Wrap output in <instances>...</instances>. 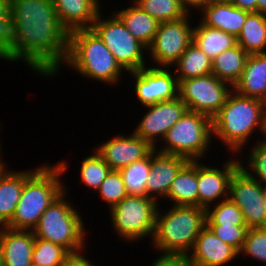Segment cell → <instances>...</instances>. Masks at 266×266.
<instances>
[{
    "instance_id": "obj_40",
    "label": "cell",
    "mask_w": 266,
    "mask_h": 266,
    "mask_svg": "<svg viewBox=\"0 0 266 266\" xmlns=\"http://www.w3.org/2000/svg\"><path fill=\"white\" fill-rule=\"evenodd\" d=\"M151 266H195L189 254L159 253Z\"/></svg>"
},
{
    "instance_id": "obj_13",
    "label": "cell",
    "mask_w": 266,
    "mask_h": 266,
    "mask_svg": "<svg viewBox=\"0 0 266 266\" xmlns=\"http://www.w3.org/2000/svg\"><path fill=\"white\" fill-rule=\"evenodd\" d=\"M173 69L149 65L138 71L128 72L134 80V95L142 106L172 100L178 96V81Z\"/></svg>"
},
{
    "instance_id": "obj_35",
    "label": "cell",
    "mask_w": 266,
    "mask_h": 266,
    "mask_svg": "<svg viewBox=\"0 0 266 266\" xmlns=\"http://www.w3.org/2000/svg\"><path fill=\"white\" fill-rule=\"evenodd\" d=\"M70 255L61 245L35 237L32 263L38 266H63Z\"/></svg>"
},
{
    "instance_id": "obj_1",
    "label": "cell",
    "mask_w": 266,
    "mask_h": 266,
    "mask_svg": "<svg viewBox=\"0 0 266 266\" xmlns=\"http://www.w3.org/2000/svg\"><path fill=\"white\" fill-rule=\"evenodd\" d=\"M17 23L16 63L40 77H54L68 55L69 32L58 20L53 0H10Z\"/></svg>"
},
{
    "instance_id": "obj_15",
    "label": "cell",
    "mask_w": 266,
    "mask_h": 266,
    "mask_svg": "<svg viewBox=\"0 0 266 266\" xmlns=\"http://www.w3.org/2000/svg\"><path fill=\"white\" fill-rule=\"evenodd\" d=\"M227 159L222 168L197 161L198 206L208 208L229 196L230 180L240 167V159Z\"/></svg>"
},
{
    "instance_id": "obj_50",
    "label": "cell",
    "mask_w": 266,
    "mask_h": 266,
    "mask_svg": "<svg viewBox=\"0 0 266 266\" xmlns=\"http://www.w3.org/2000/svg\"><path fill=\"white\" fill-rule=\"evenodd\" d=\"M29 266H38V265H36V264L32 263V264H30Z\"/></svg>"
},
{
    "instance_id": "obj_18",
    "label": "cell",
    "mask_w": 266,
    "mask_h": 266,
    "mask_svg": "<svg viewBox=\"0 0 266 266\" xmlns=\"http://www.w3.org/2000/svg\"><path fill=\"white\" fill-rule=\"evenodd\" d=\"M189 256L195 266H227L239 257V252L218 238L206 225Z\"/></svg>"
},
{
    "instance_id": "obj_19",
    "label": "cell",
    "mask_w": 266,
    "mask_h": 266,
    "mask_svg": "<svg viewBox=\"0 0 266 266\" xmlns=\"http://www.w3.org/2000/svg\"><path fill=\"white\" fill-rule=\"evenodd\" d=\"M35 235L32 230H12L0 227L3 266H29Z\"/></svg>"
},
{
    "instance_id": "obj_3",
    "label": "cell",
    "mask_w": 266,
    "mask_h": 266,
    "mask_svg": "<svg viewBox=\"0 0 266 266\" xmlns=\"http://www.w3.org/2000/svg\"><path fill=\"white\" fill-rule=\"evenodd\" d=\"M67 161L56 164H39L26 179L20 200L11 222L6 226L12 230H33L44 211L65 190L61 177L69 168Z\"/></svg>"
},
{
    "instance_id": "obj_22",
    "label": "cell",
    "mask_w": 266,
    "mask_h": 266,
    "mask_svg": "<svg viewBox=\"0 0 266 266\" xmlns=\"http://www.w3.org/2000/svg\"><path fill=\"white\" fill-rule=\"evenodd\" d=\"M233 90L242 96L266 102V53L247 57L242 76Z\"/></svg>"
},
{
    "instance_id": "obj_37",
    "label": "cell",
    "mask_w": 266,
    "mask_h": 266,
    "mask_svg": "<svg viewBox=\"0 0 266 266\" xmlns=\"http://www.w3.org/2000/svg\"><path fill=\"white\" fill-rule=\"evenodd\" d=\"M99 197L108 205L109 210L115 207L128 194L119 171L111 170L96 191Z\"/></svg>"
},
{
    "instance_id": "obj_30",
    "label": "cell",
    "mask_w": 266,
    "mask_h": 266,
    "mask_svg": "<svg viewBox=\"0 0 266 266\" xmlns=\"http://www.w3.org/2000/svg\"><path fill=\"white\" fill-rule=\"evenodd\" d=\"M17 23L11 14L10 0H0V60L16 62Z\"/></svg>"
},
{
    "instance_id": "obj_49",
    "label": "cell",
    "mask_w": 266,
    "mask_h": 266,
    "mask_svg": "<svg viewBox=\"0 0 266 266\" xmlns=\"http://www.w3.org/2000/svg\"><path fill=\"white\" fill-rule=\"evenodd\" d=\"M0 266H3V263H2V252H1V241H0Z\"/></svg>"
},
{
    "instance_id": "obj_31",
    "label": "cell",
    "mask_w": 266,
    "mask_h": 266,
    "mask_svg": "<svg viewBox=\"0 0 266 266\" xmlns=\"http://www.w3.org/2000/svg\"><path fill=\"white\" fill-rule=\"evenodd\" d=\"M150 169L151 153L119 170L128 195L146 196V180Z\"/></svg>"
},
{
    "instance_id": "obj_29",
    "label": "cell",
    "mask_w": 266,
    "mask_h": 266,
    "mask_svg": "<svg viewBox=\"0 0 266 266\" xmlns=\"http://www.w3.org/2000/svg\"><path fill=\"white\" fill-rule=\"evenodd\" d=\"M172 68L177 80L205 76L212 73V59L192 42Z\"/></svg>"
},
{
    "instance_id": "obj_34",
    "label": "cell",
    "mask_w": 266,
    "mask_h": 266,
    "mask_svg": "<svg viewBox=\"0 0 266 266\" xmlns=\"http://www.w3.org/2000/svg\"><path fill=\"white\" fill-rule=\"evenodd\" d=\"M213 205L206 209V225L246 226L241 210L229 198Z\"/></svg>"
},
{
    "instance_id": "obj_20",
    "label": "cell",
    "mask_w": 266,
    "mask_h": 266,
    "mask_svg": "<svg viewBox=\"0 0 266 266\" xmlns=\"http://www.w3.org/2000/svg\"><path fill=\"white\" fill-rule=\"evenodd\" d=\"M53 4L59 22L68 32L91 28L102 10L96 0H53Z\"/></svg>"
},
{
    "instance_id": "obj_25",
    "label": "cell",
    "mask_w": 266,
    "mask_h": 266,
    "mask_svg": "<svg viewBox=\"0 0 266 266\" xmlns=\"http://www.w3.org/2000/svg\"><path fill=\"white\" fill-rule=\"evenodd\" d=\"M177 206H198L197 161H188L173 180L166 200Z\"/></svg>"
},
{
    "instance_id": "obj_39",
    "label": "cell",
    "mask_w": 266,
    "mask_h": 266,
    "mask_svg": "<svg viewBox=\"0 0 266 266\" xmlns=\"http://www.w3.org/2000/svg\"><path fill=\"white\" fill-rule=\"evenodd\" d=\"M213 233L225 243L231 245L238 252L242 249L248 227L247 226H223L207 225Z\"/></svg>"
},
{
    "instance_id": "obj_36",
    "label": "cell",
    "mask_w": 266,
    "mask_h": 266,
    "mask_svg": "<svg viewBox=\"0 0 266 266\" xmlns=\"http://www.w3.org/2000/svg\"><path fill=\"white\" fill-rule=\"evenodd\" d=\"M257 140L254 146L251 145L252 149L247 151L249 154L246 155V166L243 164L244 160L240 159V167L245 170L252 178L256 179L263 186H266V137Z\"/></svg>"
},
{
    "instance_id": "obj_38",
    "label": "cell",
    "mask_w": 266,
    "mask_h": 266,
    "mask_svg": "<svg viewBox=\"0 0 266 266\" xmlns=\"http://www.w3.org/2000/svg\"><path fill=\"white\" fill-rule=\"evenodd\" d=\"M242 254L266 264V227L248 229L239 257Z\"/></svg>"
},
{
    "instance_id": "obj_45",
    "label": "cell",
    "mask_w": 266,
    "mask_h": 266,
    "mask_svg": "<svg viewBox=\"0 0 266 266\" xmlns=\"http://www.w3.org/2000/svg\"><path fill=\"white\" fill-rule=\"evenodd\" d=\"M2 160H3V158L0 157V180L6 174V172L9 170V169H7L8 165L5 163V160L4 161H2Z\"/></svg>"
},
{
    "instance_id": "obj_24",
    "label": "cell",
    "mask_w": 266,
    "mask_h": 266,
    "mask_svg": "<svg viewBox=\"0 0 266 266\" xmlns=\"http://www.w3.org/2000/svg\"><path fill=\"white\" fill-rule=\"evenodd\" d=\"M125 8L115 11L134 38L147 48L152 44L160 22L138 7L133 1Z\"/></svg>"
},
{
    "instance_id": "obj_43",
    "label": "cell",
    "mask_w": 266,
    "mask_h": 266,
    "mask_svg": "<svg viewBox=\"0 0 266 266\" xmlns=\"http://www.w3.org/2000/svg\"><path fill=\"white\" fill-rule=\"evenodd\" d=\"M230 3L242 10L256 12L257 0H231Z\"/></svg>"
},
{
    "instance_id": "obj_2",
    "label": "cell",
    "mask_w": 266,
    "mask_h": 266,
    "mask_svg": "<svg viewBox=\"0 0 266 266\" xmlns=\"http://www.w3.org/2000/svg\"><path fill=\"white\" fill-rule=\"evenodd\" d=\"M257 130V131H256ZM266 133V102L246 97L232 90L225 104L212 118V136L227 147L231 155L241 153L247 148L252 134ZM247 145V146H245ZM246 147V148H245Z\"/></svg>"
},
{
    "instance_id": "obj_33",
    "label": "cell",
    "mask_w": 266,
    "mask_h": 266,
    "mask_svg": "<svg viewBox=\"0 0 266 266\" xmlns=\"http://www.w3.org/2000/svg\"><path fill=\"white\" fill-rule=\"evenodd\" d=\"M89 156L82 157L83 160L80 162V182L86 186L89 191L93 189V191L98 190L101 183L107 177L111 168L109 165L103 160V158L96 152V150Z\"/></svg>"
},
{
    "instance_id": "obj_48",
    "label": "cell",
    "mask_w": 266,
    "mask_h": 266,
    "mask_svg": "<svg viewBox=\"0 0 266 266\" xmlns=\"http://www.w3.org/2000/svg\"><path fill=\"white\" fill-rule=\"evenodd\" d=\"M0 126H2V125H1V122H0ZM0 132H1V130H0ZM1 145H2V144H1V140H0V157H4V156H3V149L1 148Z\"/></svg>"
},
{
    "instance_id": "obj_26",
    "label": "cell",
    "mask_w": 266,
    "mask_h": 266,
    "mask_svg": "<svg viewBox=\"0 0 266 266\" xmlns=\"http://www.w3.org/2000/svg\"><path fill=\"white\" fill-rule=\"evenodd\" d=\"M193 28V41L212 60L237 45V38L220 29L204 25L200 20Z\"/></svg>"
},
{
    "instance_id": "obj_4",
    "label": "cell",
    "mask_w": 266,
    "mask_h": 266,
    "mask_svg": "<svg viewBox=\"0 0 266 266\" xmlns=\"http://www.w3.org/2000/svg\"><path fill=\"white\" fill-rule=\"evenodd\" d=\"M64 65L84 78L110 86L120 83L121 78L124 77L122 75L126 74L104 42L91 28L69 32L68 55Z\"/></svg>"
},
{
    "instance_id": "obj_8",
    "label": "cell",
    "mask_w": 266,
    "mask_h": 266,
    "mask_svg": "<svg viewBox=\"0 0 266 266\" xmlns=\"http://www.w3.org/2000/svg\"><path fill=\"white\" fill-rule=\"evenodd\" d=\"M159 204L147 196L127 195L109 211L116 236L129 243L143 238L152 240Z\"/></svg>"
},
{
    "instance_id": "obj_44",
    "label": "cell",
    "mask_w": 266,
    "mask_h": 266,
    "mask_svg": "<svg viewBox=\"0 0 266 266\" xmlns=\"http://www.w3.org/2000/svg\"><path fill=\"white\" fill-rule=\"evenodd\" d=\"M256 12L266 14V0H257Z\"/></svg>"
},
{
    "instance_id": "obj_12",
    "label": "cell",
    "mask_w": 266,
    "mask_h": 266,
    "mask_svg": "<svg viewBox=\"0 0 266 266\" xmlns=\"http://www.w3.org/2000/svg\"><path fill=\"white\" fill-rule=\"evenodd\" d=\"M228 198L239 207L248 228L266 227L263 185L241 167L230 180Z\"/></svg>"
},
{
    "instance_id": "obj_41",
    "label": "cell",
    "mask_w": 266,
    "mask_h": 266,
    "mask_svg": "<svg viewBox=\"0 0 266 266\" xmlns=\"http://www.w3.org/2000/svg\"><path fill=\"white\" fill-rule=\"evenodd\" d=\"M71 254L65 261L63 266H95L91 259H88L84 253ZM86 257V258H85Z\"/></svg>"
},
{
    "instance_id": "obj_6",
    "label": "cell",
    "mask_w": 266,
    "mask_h": 266,
    "mask_svg": "<svg viewBox=\"0 0 266 266\" xmlns=\"http://www.w3.org/2000/svg\"><path fill=\"white\" fill-rule=\"evenodd\" d=\"M67 191L65 185V190L44 211L32 232L35 237L61 245L70 254H78L86 251L88 229L77 207L66 199Z\"/></svg>"
},
{
    "instance_id": "obj_17",
    "label": "cell",
    "mask_w": 266,
    "mask_h": 266,
    "mask_svg": "<svg viewBox=\"0 0 266 266\" xmlns=\"http://www.w3.org/2000/svg\"><path fill=\"white\" fill-rule=\"evenodd\" d=\"M189 160L183 156L151 152V169L146 180V196L156 202L163 197L166 200L171 184L177 173Z\"/></svg>"
},
{
    "instance_id": "obj_46",
    "label": "cell",
    "mask_w": 266,
    "mask_h": 266,
    "mask_svg": "<svg viewBox=\"0 0 266 266\" xmlns=\"http://www.w3.org/2000/svg\"><path fill=\"white\" fill-rule=\"evenodd\" d=\"M231 0H210L211 3L230 2Z\"/></svg>"
},
{
    "instance_id": "obj_5",
    "label": "cell",
    "mask_w": 266,
    "mask_h": 266,
    "mask_svg": "<svg viewBox=\"0 0 266 266\" xmlns=\"http://www.w3.org/2000/svg\"><path fill=\"white\" fill-rule=\"evenodd\" d=\"M160 207L151 240L153 248L160 253L189 254L206 226V208L172 205L164 211Z\"/></svg>"
},
{
    "instance_id": "obj_47",
    "label": "cell",
    "mask_w": 266,
    "mask_h": 266,
    "mask_svg": "<svg viewBox=\"0 0 266 266\" xmlns=\"http://www.w3.org/2000/svg\"><path fill=\"white\" fill-rule=\"evenodd\" d=\"M263 198H264V205L266 207V186H263Z\"/></svg>"
},
{
    "instance_id": "obj_7",
    "label": "cell",
    "mask_w": 266,
    "mask_h": 266,
    "mask_svg": "<svg viewBox=\"0 0 266 266\" xmlns=\"http://www.w3.org/2000/svg\"><path fill=\"white\" fill-rule=\"evenodd\" d=\"M212 142V119L187 110L156 149L159 147L158 152L183 156L189 161H200L210 152Z\"/></svg>"
},
{
    "instance_id": "obj_9",
    "label": "cell",
    "mask_w": 266,
    "mask_h": 266,
    "mask_svg": "<svg viewBox=\"0 0 266 266\" xmlns=\"http://www.w3.org/2000/svg\"><path fill=\"white\" fill-rule=\"evenodd\" d=\"M101 13L103 12H99L91 29L104 42L127 74L148 66L146 62L148 57L144 56V53L147 54L148 48L133 37L114 11L109 18L107 14L105 15L106 18H104Z\"/></svg>"
},
{
    "instance_id": "obj_14",
    "label": "cell",
    "mask_w": 266,
    "mask_h": 266,
    "mask_svg": "<svg viewBox=\"0 0 266 266\" xmlns=\"http://www.w3.org/2000/svg\"><path fill=\"white\" fill-rule=\"evenodd\" d=\"M143 108H147V112L145 111L139 123L135 124L136 127L133 132L149 142L154 148L160 144L167 131L187 111L186 104L179 96L172 100L161 101Z\"/></svg>"
},
{
    "instance_id": "obj_11",
    "label": "cell",
    "mask_w": 266,
    "mask_h": 266,
    "mask_svg": "<svg viewBox=\"0 0 266 266\" xmlns=\"http://www.w3.org/2000/svg\"><path fill=\"white\" fill-rule=\"evenodd\" d=\"M193 14L174 20L161 22L152 44L148 47V58L152 67L171 68L193 41V28L190 19Z\"/></svg>"
},
{
    "instance_id": "obj_16",
    "label": "cell",
    "mask_w": 266,
    "mask_h": 266,
    "mask_svg": "<svg viewBox=\"0 0 266 266\" xmlns=\"http://www.w3.org/2000/svg\"><path fill=\"white\" fill-rule=\"evenodd\" d=\"M154 149L133 131L127 135L118 133L94 148L111 170L117 171L147 157Z\"/></svg>"
},
{
    "instance_id": "obj_23",
    "label": "cell",
    "mask_w": 266,
    "mask_h": 266,
    "mask_svg": "<svg viewBox=\"0 0 266 266\" xmlns=\"http://www.w3.org/2000/svg\"><path fill=\"white\" fill-rule=\"evenodd\" d=\"M39 167L28 170L9 169L0 180V227H6L12 220L20 200L26 179Z\"/></svg>"
},
{
    "instance_id": "obj_21",
    "label": "cell",
    "mask_w": 266,
    "mask_h": 266,
    "mask_svg": "<svg viewBox=\"0 0 266 266\" xmlns=\"http://www.w3.org/2000/svg\"><path fill=\"white\" fill-rule=\"evenodd\" d=\"M200 21L211 28L220 29L236 38L247 16L251 13L235 7L230 2L211 3L199 11Z\"/></svg>"
},
{
    "instance_id": "obj_10",
    "label": "cell",
    "mask_w": 266,
    "mask_h": 266,
    "mask_svg": "<svg viewBox=\"0 0 266 266\" xmlns=\"http://www.w3.org/2000/svg\"><path fill=\"white\" fill-rule=\"evenodd\" d=\"M178 81V96L187 110L204 114L211 119L225 104L233 87L214 74Z\"/></svg>"
},
{
    "instance_id": "obj_28",
    "label": "cell",
    "mask_w": 266,
    "mask_h": 266,
    "mask_svg": "<svg viewBox=\"0 0 266 266\" xmlns=\"http://www.w3.org/2000/svg\"><path fill=\"white\" fill-rule=\"evenodd\" d=\"M237 44L249 55L266 53V14L251 12L237 37Z\"/></svg>"
},
{
    "instance_id": "obj_42",
    "label": "cell",
    "mask_w": 266,
    "mask_h": 266,
    "mask_svg": "<svg viewBox=\"0 0 266 266\" xmlns=\"http://www.w3.org/2000/svg\"><path fill=\"white\" fill-rule=\"evenodd\" d=\"M183 8L188 12V14L192 13L191 9L198 12L201 11L204 7L210 4V0H181Z\"/></svg>"
},
{
    "instance_id": "obj_27",
    "label": "cell",
    "mask_w": 266,
    "mask_h": 266,
    "mask_svg": "<svg viewBox=\"0 0 266 266\" xmlns=\"http://www.w3.org/2000/svg\"><path fill=\"white\" fill-rule=\"evenodd\" d=\"M249 54L238 44L212 60V74L232 87L240 80Z\"/></svg>"
},
{
    "instance_id": "obj_32",
    "label": "cell",
    "mask_w": 266,
    "mask_h": 266,
    "mask_svg": "<svg viewBox=\"0 0 266 266\" xmlns=\"http://www.w3.org/2000/svg\"><path fill=\"white\" fill-rule=\"evenodd\" d=\"M132 1L160 23L178 20L188 15V12L183 8L181 0Z\"/></svg>"
}]
</instances>
